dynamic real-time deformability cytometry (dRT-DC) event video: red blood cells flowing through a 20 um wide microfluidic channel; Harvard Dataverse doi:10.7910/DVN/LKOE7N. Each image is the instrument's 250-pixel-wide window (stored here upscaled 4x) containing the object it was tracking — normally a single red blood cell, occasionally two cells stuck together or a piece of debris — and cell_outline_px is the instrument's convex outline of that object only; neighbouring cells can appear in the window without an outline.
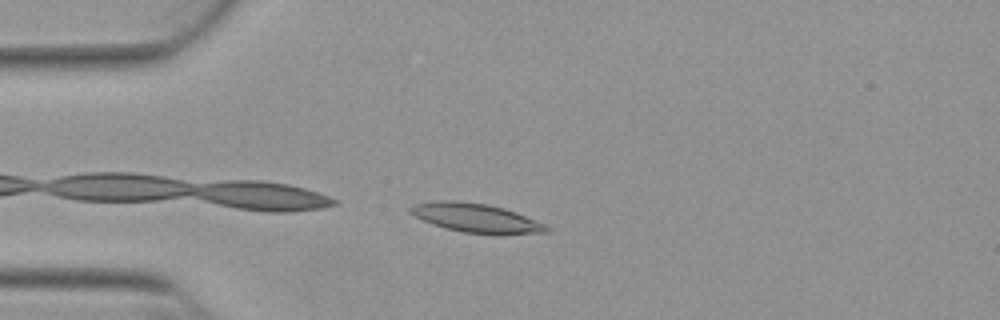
{"species": "Egyptian fruit bat (a non-hibernating species)", "species_latin": "Rousettus aegyptiacus", "temperature_condition": "warm", "stored_images_in_passage": 10, "camera_frame_rate_fps": 3000, "um_per_image_px": 0.085, "animal": {"sex": "female"}, "frame": {"image": 1, "passage_image": 1, "time_ms": 0.0, "image_size_px": [1000, 320], "cell_outline_px": [[552, 232], [500, 236], [464, 232], [432, 224], [408, 212], [408, 208], [412, 204], [436, 200], [460, 200], [488, 204], [504, 208], [516, 212], [544, 224], [552, 228]], "centroid_in_image_um": [40.52, 18.54], "position_along_channel_um": 44.5, "area_um2": 23.58}}